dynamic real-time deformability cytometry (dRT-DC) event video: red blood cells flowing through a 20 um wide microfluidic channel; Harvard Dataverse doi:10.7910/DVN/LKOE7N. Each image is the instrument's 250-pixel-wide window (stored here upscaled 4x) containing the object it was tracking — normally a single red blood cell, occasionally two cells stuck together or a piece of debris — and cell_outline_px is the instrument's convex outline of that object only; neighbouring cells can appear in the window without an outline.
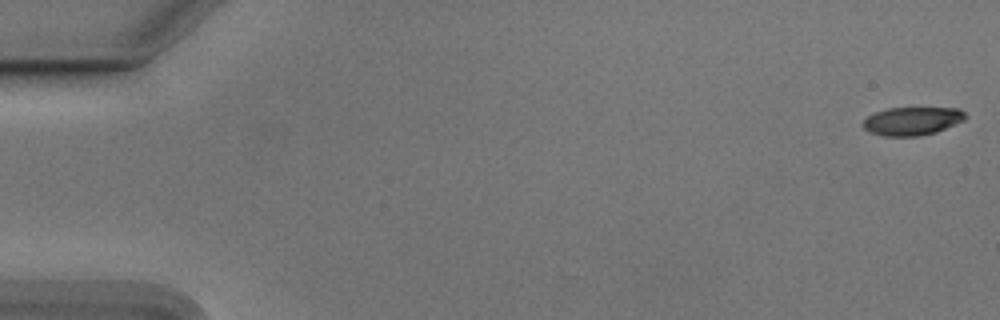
{"species": "Egyptian fruit bat (a non-hibernating species)", "species_latin": "Rousettus aegyptiacus", "temperature_condition": "cold", "stored_images_in_passage": 13, "camera_frame_rate_fps": 3000, "um_per_image_px": 0.085, "animal": {"sex": "male"}, "frame": {"image": 1, "passage_image": 1, "time_ms": 0.0, "image_size_px": [1000, 320], "cell_outline_px": [[968, 116], [964, 120], [936, 132], [916, 136], [884, 136], [868, 132], [860, 124], [868, 116], [876, 112], [888, 108], [960, 108]], "centroid_in_image_um": [77.52, 10.29], "position_along_channel_um": 7.5, "area_um2": 16.88}}